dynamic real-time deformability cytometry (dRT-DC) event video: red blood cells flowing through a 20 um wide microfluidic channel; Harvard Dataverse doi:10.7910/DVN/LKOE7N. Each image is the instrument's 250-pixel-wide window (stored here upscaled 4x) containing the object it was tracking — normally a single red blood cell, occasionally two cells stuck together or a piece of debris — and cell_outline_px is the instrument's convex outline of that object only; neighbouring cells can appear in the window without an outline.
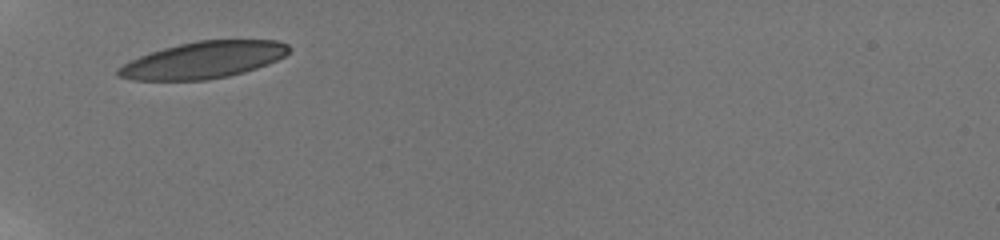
{"species": "human", "species_latin": "Homo sapiens", "temperature_condition": "room temperature", "stored_images_in_passage": 6, "camera_frame_rate_fps": 3000, "um_per_image_px": 0.085, "donor": {"sex": "male"}, "frame": {"image": 1, "passage_image": 1, "time_ms": 0.0, "image_size_px": [1000, 240], "cell_outline_px": [[292, 48], [284, 56], [268, 64], [244, 72], [228, 76], [208, 80], [132, 80], [116, 76], [116, 68], [140, 56], [164, 48], [196, 40], [276, 40], [288, 44]], "centroid_in_image_um": [17.29, 5.1], "position_along_channel_um": 67.7, "area_um2": 36.47}}